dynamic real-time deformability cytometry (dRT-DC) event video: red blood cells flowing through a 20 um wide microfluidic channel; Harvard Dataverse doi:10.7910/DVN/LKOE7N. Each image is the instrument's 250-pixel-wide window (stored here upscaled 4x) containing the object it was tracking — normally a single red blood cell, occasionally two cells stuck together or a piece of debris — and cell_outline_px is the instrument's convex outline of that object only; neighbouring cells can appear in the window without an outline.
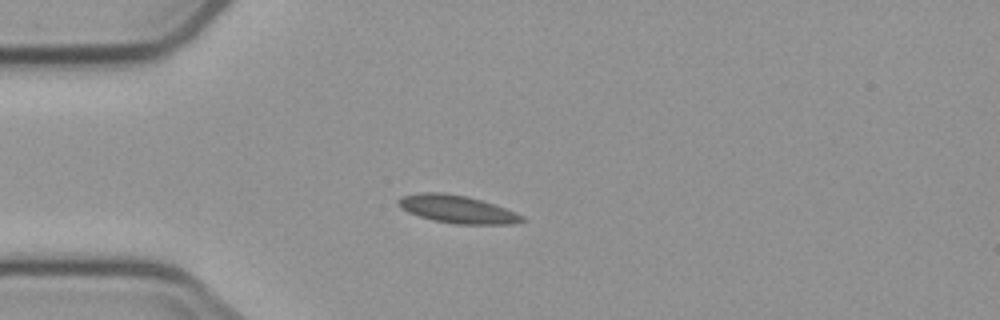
{"species": "common noctule bat (a hibernating species)", "species_latin": "Nyctalus noctula", "temperature_condition": "cold", "stored_images_in_passage": 5, "camera_frame_rate_fps": 3000, "um_per_image_px": 0.085, "animal": {"sex": "male", "body_mass_g": 23.1, "forearm_length_mm": 52.7}, "frame": {"image": 1, "passage_image": 3, "time_ms": 2.333, "image_size_px": [1000, 320], "cell_outline_px": [[524, 220], [512, 224], [456, 224], [432, 220], [408, 212], [400, 208], [396, 204], [396, 200], [404, 196], [420, 192], [444, 192], [468, 196], [504, 208], [524, 216]], "centroid_in_image_um": [38.8, 17.77], "position_along_channel_um": 46.2, "area_um2": 19.94}}
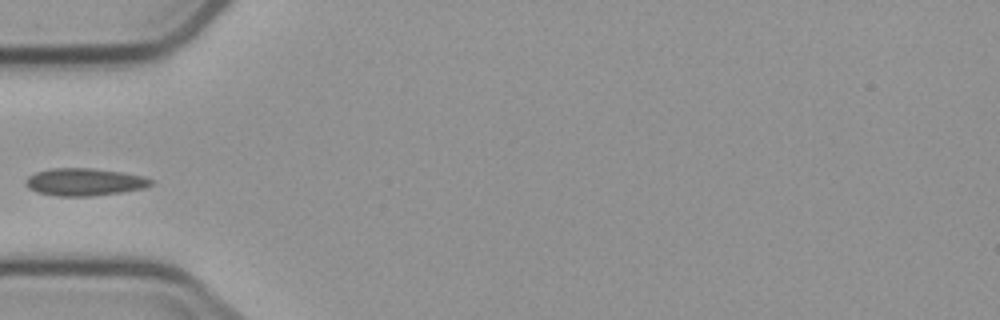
{"frame": {"image": 2, "passage_image": 4, "time_ms": 3.667, "image_size_px": [1000, 320], "cell_outline_px": [[156, 180], [152, 184], [144, 188], [120, 192], [92, 196], [56, 196], [36, 192], [28, 188], [24, 184], [24, 180], [28, 176], [36, 172], [52, 168], [92, 168], [124, 172], [144, 176]], "centroid_in_image_um": [7.18, 15.46], "position_along_channel_um": 77.8, "area_um2": 20.29}}
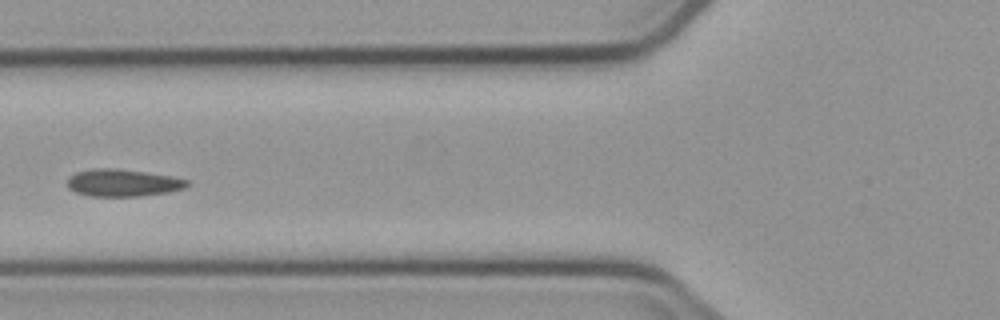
{"frame": {"image": 3, "passage_image": 5, "time_ms": 4.667, "image_size_px": [1000, 320], "cell_outline_px": [[188, 184], [184, 188], [168, 192], [140, 196], [88, 196], [76, 192], [68, 188], [68, 176], [76, 172], [92, 168], [112, 168], [144, 172], [168, 176], [188, 180]], "centroid_in_image_um": [10.38, 15.54], "position_along_channel_um": 115.4, "area_um2": 18.84}}